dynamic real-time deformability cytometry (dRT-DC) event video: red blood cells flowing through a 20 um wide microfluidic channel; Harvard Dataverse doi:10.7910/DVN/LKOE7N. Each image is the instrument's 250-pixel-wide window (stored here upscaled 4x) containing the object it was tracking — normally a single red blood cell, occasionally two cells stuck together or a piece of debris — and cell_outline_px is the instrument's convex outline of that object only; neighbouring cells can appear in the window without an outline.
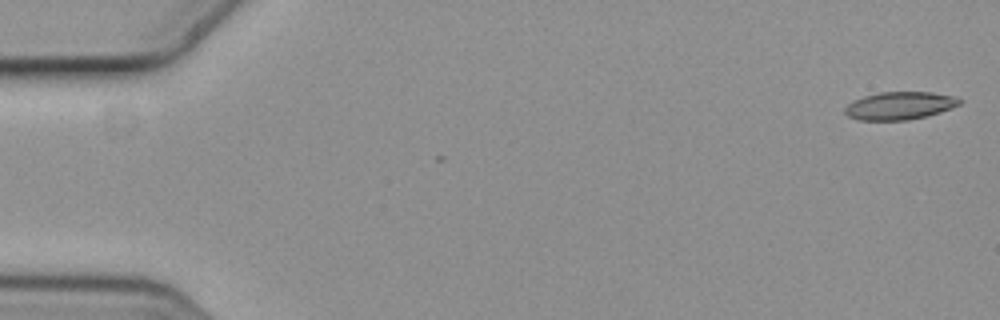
{"species": "common noctule bat (a hibernating species)", "species_latin": "Nyctalus noctula", "temperature_condition": "cold", "stored_images_in_passage": 2, "camera_frame_rate_fps": 3000, "um_per_image_px": 0.085, "animal": {"sex": "female", "body_mass_g": 19.3, "forearm_length_mm": 54.1}, "frame": {"image": 1, "passage_image": 2, "time_ms": 0.333, "image_size_px": [1000, 320], "cell_outline_px": [[964, 100], [960, 104], [952, 108], [928, 116], [908, 120], [856, 120], [848, 116], [844, 112], [844, 108], [852, 100], [864, 96], [880, 92], [932, 92], [952, 96]], "centroid_in_image_um": [76.46, 8.99], "position_along_channel_um": 8.5, "area_um2": 18.73}}